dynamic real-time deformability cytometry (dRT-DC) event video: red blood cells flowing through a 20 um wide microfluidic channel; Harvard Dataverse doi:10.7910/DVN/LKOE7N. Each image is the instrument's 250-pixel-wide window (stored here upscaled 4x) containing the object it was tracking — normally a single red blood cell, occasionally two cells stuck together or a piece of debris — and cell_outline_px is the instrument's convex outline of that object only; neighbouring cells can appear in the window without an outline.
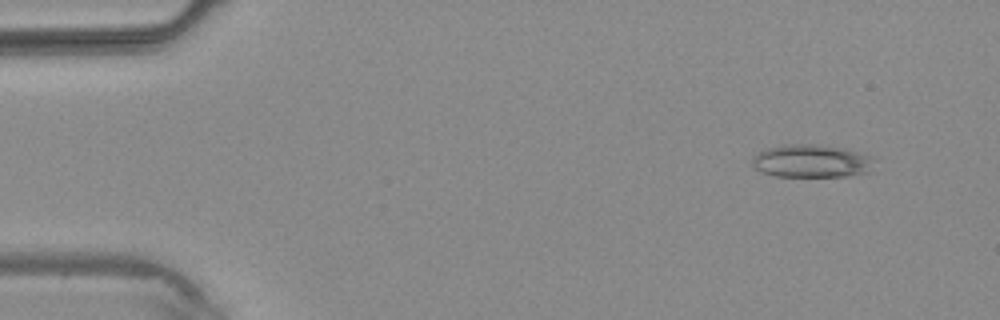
{"species": "common noctule bat (a hibernating species)", "species_latin": "Nyctalus noctula", "temperature_condition": "warm", "stored_images_in_passage": 4, "camera_frame_rate_fps": 3000, "um_per_image_px": 0.085, "animal": {"sex": "male", "body_mass_g": 20.4}, "frame": {"image": 1, "passage_image": 2, "time_ms": 1.0, "image_size_px": [1000, 320], "cell_outline_px": [[872, 172], [848, 176], [776, 176], [760, 172], [752, 164], [752, 156], [764, 148], [784, 144], [820, 144], [844, 148], [872, 156]], "centroid_in_image_um": [68.96, 13.68], "position_along_channel_um": 16.0, "area_um2": 23.76}}
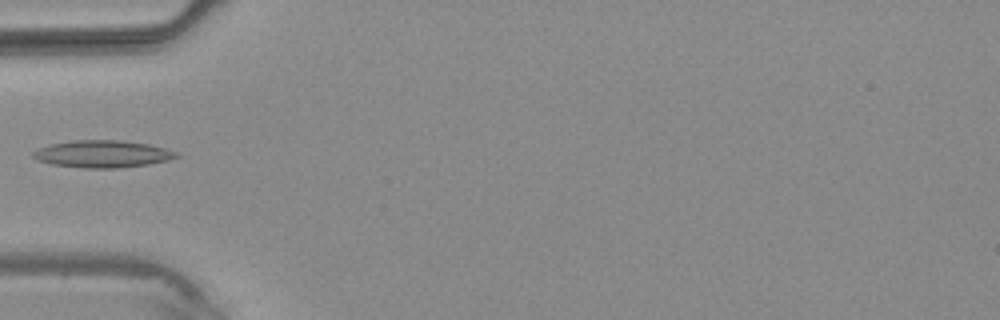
{"frame": {"image": 2, "passage_image": 4, "time_ms": 4.333, "image_size_px": [1000, 320], "cell_outline_px": [[180, 156], [168, 160], [148, 164], [116, 168], [84, 168], [52, 164], [36, 160], [32, 156], [32, 152], [40, 148], [52, 144], [72, 140], [120, 140], [148, 144], [164, 148], [176, 152]], "centroid_in_image_um": [8.7, 13.09], "position_along_channel_um": 76.3, "area_um2": 22.54}}